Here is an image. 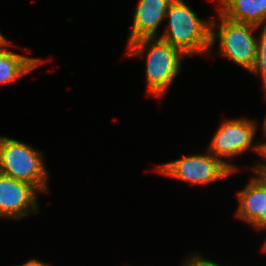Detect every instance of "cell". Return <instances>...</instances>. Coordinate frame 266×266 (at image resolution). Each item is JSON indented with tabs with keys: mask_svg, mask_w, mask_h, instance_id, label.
<instances>
[{
	"mask_svg": "<svg viewBox=\"0 0 266 266\" xmlns=\"http://www.w3.org/2000/svg\"><path fill=\"white\" fill-rule=\"evenodd\" d=\"M217 5V12L228 20L259 28L266 25V0H222Z\"/></svg>",
	"mask_w": 266,
	"mask_h": 266,
	"instance_id": "cell-10",
	"label": "cell"
},
{
	"mask_svg": "<svg viewBox=\"0 0 266 266\" xmlns=\"http://www.w3.org/2000/svg\"><path fill=\"white\" fill-rule=\"evenodd\" d=\"M261 251L264 253H266V236H265V241H264V243H263V246H262V249H261Z\"/></svg>",
	"mask_w": 266,
	"mask_h": 266,
	"instance_id": "cell-20",
	"label": "cell"
},
{
	"mask_svg": "<svg viewBox=\"0 0 266 266\" xmlns=\"http://www.w3.org/2000/svg\"><path fill=\"white\" fill-rule=\"evenodd\" d=\"M7 40V37H4L3 34L0 33V46Z\"/></svg>",
	"mask_w": 266,
	"mask_h": 266,
	"instance_id": "cell-19",
	"label": "cell"
},
{
	"mask_svg": "<svg viewBox=\"0 0 266 266\" xmlns=\"http://www.w3.org/2000/svg\"><path fill=\"white\" fill-rule=\"evenodd\" d=\"M251 225V227L255 228L256 230L266 231V209L265 216H259Z\"/></svg>",
	"mask_w": 266,
	"mask_h": 266,
	"instance_id": "cell-15",
	"label": "cell"
},
{
	"mask_svg": "<svg viewBox=\"0 0 266 266\" xmlns=\"http://www.w3.org/2000/svg\"><path fill=\"white\" fill-rule=\"evenodd\" d=\"M173 0H139L133 14L127 45L142 38L159 37L158 28Z\"/></svg>",
	"mask_w": 266,
	"mask_h": 266,
	"instance_id": "cell-8",
	"label": "cell"
},
{
	"mask_svg": "<svg viewBox=\"0 0 266 266\" xmlns=\"http://www.w3.org/2000/svg\"><path fill=\"white\" fill-rule=\"evenodd\" d=\"M217 19V22L211 19L210 54L218 40L217 54L249 72L255 62L257 37L254 33L259 27L228 20L220 13Z\"/></svg>",
	"mask_w": 266,
	"mask_h": 266,
	"instance_id": "cell-4",
	"label": "cell"
},
{
	"mask_svg": "<svg viewBox=\"0 0 266 266\" xmlns=\"http://www.w3.org/2000/svg\"><path fill=\"white\" fill-rule=\"evenodd\" d=\"M126 47V55L146 58V96L164 98L179 75L181 61L187 56L159 37L138 39Z\"/></svg>",
	"mask_w": 266,
	"mask_h": 266,
	"instance_id": "cell-1",
	"label": "cell"
},
{
	"mask_svg": "<svg viewBox=\"0 0 266 266\" xmlns=\"http://www.w3.org/2000/svg\"><path fill=\"white\" fill-rule=\"evenodd\" d=\"M211 2H216V4H219L222 0H210ZM218 2V3H217Z\"/></svg>",
	"mask_w": 266,
	"mask_h": 266,
	"instance_id": "cell-21",
	"label": "cell"
},
{
	"mask_svg": "<svg viewBox=\"0 0 266 266\" xmlns=\"http://www.w3.org/2000/svg\"><path fill=\"white\" fill-rule=\"evenodd\" d=\"M18 266H51V265L48 263L42 262L39 259L33 258V259L28 260L22 265L19 264Z\"/></svg>",
	"mask_w": 266,
	"mask_h": 266,
	"instance_id": "cell-16",
	"label": "cell"
},
{
	"mask_svg": "<svg viewBox=\"0 0 266 266\" xmlns=\"http://www.w3.org/2000/svg\"><path fill=\"white\" fill-rule=\"evenodd\" d=\"M39 193L35 186L0 173V218L20 220L39 213Z\"/></svg>",
	"mask_w": 266,
	"mask_h": 266,
	"instance_id": "cell-7",
	"label": "cell"
},
{
	"mask_svg": "<svg viewBox=\"0 0 266 266\" xmlns=\"http://www.w3.org/2000/svg\"><path fill=\"white\" fill-rule=\"evenodd\" d=\"M250 169L253 171L254 175L259 177L266 184V163L257 162Z\"/></svg>",
	"mask_w": 266,
	"mask_h": 266,
	"instance_id": "cell-14",
	"label": "cell"
},
{
	"mask_svg": "<svg viewBox=\"0 0 266 266\" xmlns=\"http://www.w3.org/2000/svg\"><path fill=\"white\" fill-rule=\"evenodd\" d=\"M258 123L246 116L224 119L210 141L207 150L219 159L233 173L239 169L231 159L236 158L250 149L259 154V143H254ZM258 143V144H257ZM226 159V160H225Z\"/></svg>",
	"mask_w": 266,
	"mask_h": 266,
	"instance_id": "cell-5",
	"label": "cell"
},
{
	"mask_svg": "<svg viewBox=\"0 0 266 266\" xmlns=\"http://www.w3.org/2000/svg\"><path fill=\"white\" fill-rule=\"evenodd\" d=\"M236 218L252 224L259 216H265L266 184L256 175L250 177L242 190L237 191Z\"/></svg>",
	"mask_w": 266,
	"mask_h": 266,
	"instance_id": "cell-9",
	"label": "cell"
},
{
	"mask_svg": "<svg viewBox=\"0 0 266 266\" xmlns=\"http://www.w3.org/2000/svg\"><path fill=\"white\" fill-rule=\"evenodd\" d=\"M158 174L188 182L191 185H209L233 174L219 159L208 150L204 154H182V157L158 165Z\"/></svg>",
	"mask_w": 266,
	"mask_h": 266,
	"instance_id": "cell-6",
	"label": "cell"
},
{
	"mask_svg": "<svg viewBox=\"0 0 266 266\" xmlns=\"http://www.w3.org/2000/svg\"><path fill=\"white\" fill-rule=\"evenodd\" d=\"M262 136L266 139V133H263ZM259 144V156L264 159L263 163H266V141L259 142Z\"/></svg>",
	"mask_w": 266,
	"mask_h": 266,
	"instance_id": "cell-17",
	"label": "cell"
},
{
	"mask_svg": "<svg viewBox=\"0 0 266 266\" xmlns=\"http://www.w3.org/2000/svg\"><path fill=\"white\" fill-rule=\"evenodd\" d=\"M249 72L257 77L261 76L262 83L266 84V25L262 26L257 36L255 62Z\"/></svg>",
	"mask_w": 266,
	"mask_h": 266,
	"instance_id": "cell-12",
	"label": "cell"
},
{
	"mask_svg": "<svg viewBox=\"0 0 266 266\" xmlns=\"http://www.w3.org/2000/svg\"><path fill=\"white\" fill-rule=\"evenodd\" d=\"M41 151L11 137L0 136V173L49 192L48 171Z\"/></svg>",
	"mask_w": 266,
	"mask_h": 266,
	"instance_id": "cell-3",
	"label": "cell"
},
{
	"mask_svg": "<svg viewBox=\"0 0 266 266\" xmlns=\"http://www.w3.org/2000/svg\"><path fill=\"white\" fill-rule=\"evenodd\" d=\"M180 266H222L204 256L194 252L192 255L189 254L188 257L182 262Z\"/></svg>",
	"mask_w": 266,
	"mask_h": 266,
	"instance_id": "cell-13",
	"label": "cell"
},
{
	"mask_svg": "<svg viewBox=\"0 0 266 266\" xmlns=\"http://www.w3.org/2000/svg\"><path fill=\"white\" fill-rule=\"evenodd\" d=\"M10 45L12 44L7 39L0 46V84L2 85L29 74L46 62V59L28 57L12 52L8 49Z\"/></svg>",
	"mask_w": 266,
	"mask_h": 266,
	"instance_id": "cell-11",
	"label": "cell"
},
{
	"mask_svg": "<svg viewBox=\"0 0 266 266\" xmlns=\"http://www.w3.org/2000/svg\"><path fill=\"white\" fill-rule=\"evenodd\" d=\"M262 85H263V89H264L263 92H265L264 94L266 95V84H262ZM261 128H262L263 133H266V115L264 117L263 125Z\"/></svg>",
	"mask_w": 266,
	"mask_h": 266,
	"instance_id": "cell-18",
	"label": "cell"
},
{
	"mask_svg": "<svg viewBox=\"0 0 266 266\" xmlns=\"http://www.w3.org/2000/svg\"><path fill=\"white\" fill-rule=\"evenodd\" d=\"M165 19L168 23L163 34L159 35L160 39L188 57L210 55L211 19H200L184 0H173L168 6Z\"/></svg>",
	"mask_w": 266,
	"mask_h": 266,
	"instance_id": "cell-2",
	"label": "cell"
}]
</instances>
